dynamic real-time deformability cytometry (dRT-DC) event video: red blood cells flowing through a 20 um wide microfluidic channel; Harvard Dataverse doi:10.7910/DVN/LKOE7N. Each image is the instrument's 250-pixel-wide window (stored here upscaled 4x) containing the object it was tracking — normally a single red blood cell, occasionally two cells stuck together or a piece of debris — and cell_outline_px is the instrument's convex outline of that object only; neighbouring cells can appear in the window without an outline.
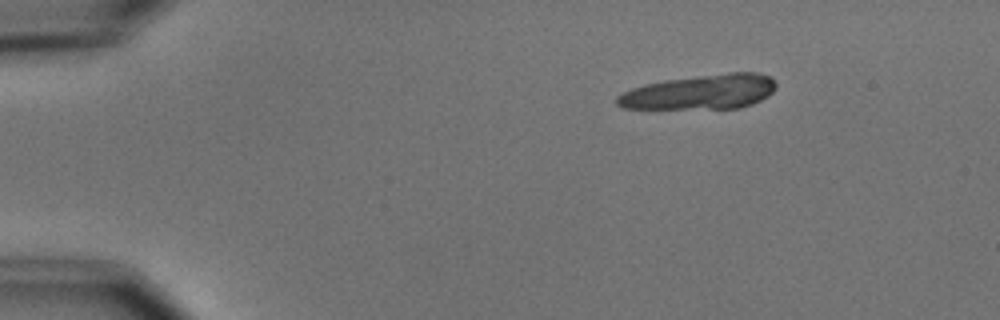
{"species": "common noctule bat (a hibernating species)", "species_latin": "Nyctalus noctula", "temperature_condition": "cold", "stored_images_in_passage": 5, "segment_of_instrument_passage": [1, 2], "camera_frame_rate_fps": 3000, "um_per_image_px": 0.085, "animal": {"sex": "male", "body_mass_g": 15.6}, "frame": {"image": 1, "passage_image": 1, "time_ms": 0.0, "image_size_px": [1000, 320], "cell_outline_px": [[776, 88], [768, 96], [752, 104], [740, 108], [620, 108], [616, 104], [616, 96], [632, 88], [644, 84], [664, 80], [728, 72], [760, 72], [768, 76], [776, 84]], "centroid_in_image_um": [59.53, 7.81], "position_along_channel_um": 25.5, "area_um2": 32.14}}